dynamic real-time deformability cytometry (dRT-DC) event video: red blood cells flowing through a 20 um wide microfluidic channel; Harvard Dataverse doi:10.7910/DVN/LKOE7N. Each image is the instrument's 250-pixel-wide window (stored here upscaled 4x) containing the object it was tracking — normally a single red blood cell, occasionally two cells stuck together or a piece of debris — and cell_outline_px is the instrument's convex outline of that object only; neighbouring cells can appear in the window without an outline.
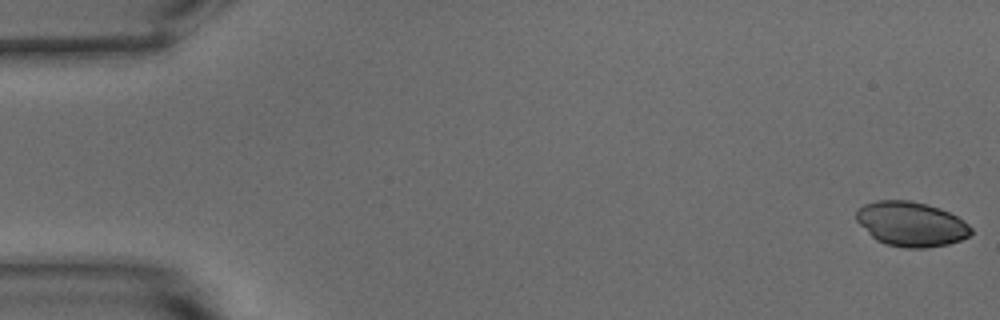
{"species": "common noctule bat (a hibernating species)", "species_latin": "Nyctalus noctula", "temperature_condition": "warm", "stored_images_in_passage": 54, "camera_frame_rate_fps": 3000, "um_per_image_px": 0.085, "animal": {"sex": "male", "body_mass_g": 15.6}, "frame": {"image": 1, "passage_image": 1, "time_ms": 0.0, "image_size_px": [1000, 320], "cell_outline_px": [[972, 232], [968, 236], [960, 240], [948, 244], [924, 248], [908, 248], [884, 244], [876, 240], [856, 220], [856, 212], [864, 204], [876, 200], [908, 200], [940, 208], [964, 220], [972, 228]], "centroid_in_image_um": [77.45, 19.04], "position_along_channel_um": 7.6, "area_um2": 29.71}}
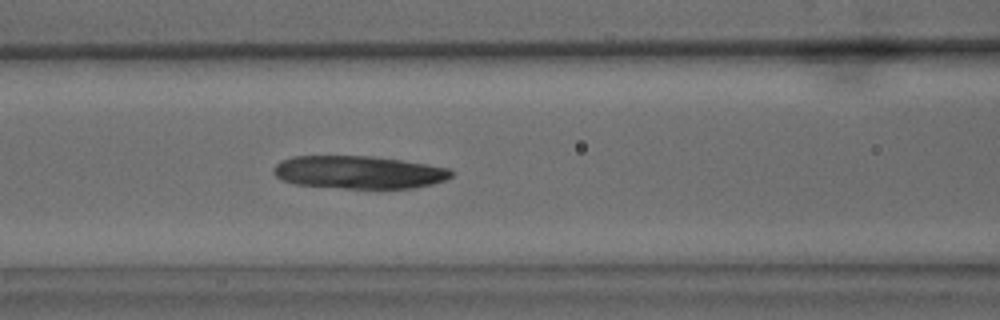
{"frame": {"image": 2, "passage_image": 23, "time_ms": 7.333, "image_size_px": [1000, 320], "cell_outline_px": [[452, 176], [444, 180], [432, 184], [412, 188], [344, 188], [296, 184], [284, 180], [276, 176], [272, 172], [272, 168], [280, 160], [292, 156], [372, 156], [428, 164], [452, 168]], "centroid_in_image_um": [30.49, 14.63], "position_along_channel_um": 136.1, "area_um2": 34.04}}
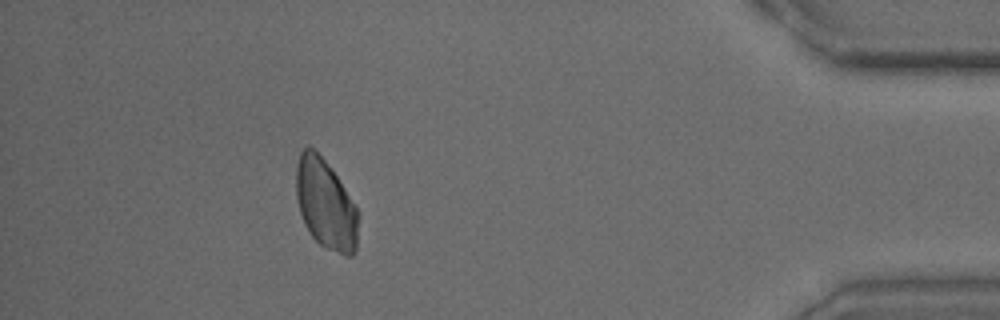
{"frame": {"image": 3, "passage_image": 49, "time_ms": 16.0, "image_size_px": [1000, 320], "cell_outline_px": [[360, 212], [356, 252], [352, 256], [344, 256], [324, 248], [312, 236], [304, 224], [300, 212], [296, 196], [296, 164], [300, 152], [308, 144], [324, 160], [336, 176], [356, 204]], "centroid_in_image_um": [27.71, 17.41], "position_along_channel_um": 407.5, "area_um2": 33.0}}